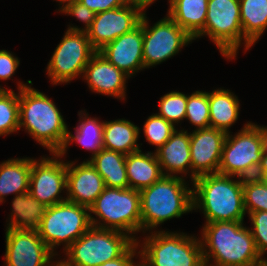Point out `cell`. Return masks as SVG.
Masks as SVG:
<instances>
[{"label":"cell","mask_w":267,"mask_h":266,"mask_svg":"<svg viewBox=\"0 0 267 266\" xmlns=\"http://www.w3.org/2000/svg\"><path fill=\"white\" fill-rule=\"evenodd\" d=\"M201 229L205 266H264L254 238L244 222L216 221Z\"/></svg>","instance_id":"6da1fadb"},{"label":"cell","mask_w":267,"mask_h":266,"mask_svg":"<svg viewBox=\"0 0 267 266\" xmlns=\"http://www.w3.org/2000/svg\"><path fill=\"white\" fill-rule=\"evenodd\" d=\"M31 85V80L27 83L18 81L19 131L24 128L49 154L59 153L69 128L52 98Z\"/></svg>","instance_id":"7a4b0ae2"},{"label":"cell","mask_w":267,"mask_h":266,"mask_svg":"<svg viewBox=\"0 0 267 266\" xmlns=\"http://www.w3.org/2000/svg\"><path fill=\"white\" fill-rule=\"evenodd\" d=\"M192 200L193 210L204 214L205 223L244 222L243 178L219 173L199 176L192 182Z\"/></svg>","instance_id":"3957f363"},{"label":"cell","mask_w":267,"mask_h":266,"mask_svg":"<svg viewBox=\"0 0 267 266\" xmlns=\"http://www.w3.org/2000/svg\"><path fill=\"white\" fill-rule=\"evenodd\" d=\"M180 176H163L140 191L142 233L193 211L192 184ZM157 227V228H156ZM154 229V230H153Z\"/></svg>","instance_id":"277c9868"},{"label":"cell","mask_w":267,"mask_h":266,"mask_svg":"<svg viewBox=\"0 0 267 266\" xmlns=\"http://www.w3.org/2000/svg\"><path fill=\"white\" fill-rule=\"evenodd\" d=\"M148 233L136 240L138 258L148 266H205L200 237L162 228Z\"/></svg>","instance_id":"5b68a950"},{"label":"cell","mask_w":267,"mask_h":266,"mask_svg":"<svg viewBox=\"0 0 267 266\" xmlns=\"http://www.w3.org/2000/svg\"><path fill=\"white\" fill-rule=\"evenodd\" d=\"M89 213L93 227L118 230L135 241L139 239L136 235L142 231L140 191L105 187Z\"/></svg>","instance_id":"8992f818"},{"label":"cell","mask_w":267,"mask_h":266,"mask_svg":"<svg viewBox=\"0 0 267 266\" xmlns=\"http://www.w3.org/2000/svg\"><path fill=\"white\" fill-rule=\"evenodd\" d=\"M208 37L226 60L236 59L244 46L246 53L253 45L243 36L239 0H208L204 29L194 38Z\"/></svg>","instance_id":"52a82bcc"},{"label":"cell","mask_w":267,"mask_h":266,"mask_svg":"<svg viewBox=\"0 0 267 266\" xmlns=\"http://www.w3.org/2000/svg\"><path fill=\"white\" fill-rule=\"evenodd\" d=\"M135 240L127 233L91 226L65 251L67 266H97L120 257Z\"/></svg>","instance_id":"ba28073f"},{"label":"cell","mask_w":267,"mask_h":266,"mask_svg":"<svg viewBox=\"0 0 267 266\" xmlns=\"http://www.w3.org/2000/svg\"><path fill=\"white\" fill-rule=\"evenodd\" d=\"M92 226L89 208L64 201L46 208L42 223L37 229L48 248L58 256L56 249L63 245V252Z\"/></svg>","instance_id":"9c48e42d"},{"label":"cell","mask_w":267,"mask_h":266,"mask_svg":"<svg viewBox=\"0 0 267 266\" xmlns=\"http://www.w3.org/2000/svg\"><path fill=\"white\" fill-rule=\"evenodd\" d=\"M227 133L218 173L240 178L256 177L263 154L259 127L247 122L232 135Z\"/></svg>","instance_id":"30bf717a"},{"label":"cell","mask_w":267,"mask_h":266,"mask_svg":"<svg viewBox=\"0 0 267 266\" xmlns=\"http://www.w3.org/2000/svg\"><path fill=\"white\" fill-rule=\"evenodd\" d=\"M95 52L86 32L66 30L46 67L51 84H67L81 78Z\"/></svg>","instance_id":"8fae6325"},{"label":"cell","mask_w":267,"mask_h":266,"mask_svg":"<svg viewBox=\"0 0 267 266\" xmlns=\"http://www.w3.org/2000/svg\"><path fill=\"white\" fill-rule=\"evenodd\" d=\"M147 13L142 15L144 68L155 67L177 55L194 39L167 14L150 26Z\"/></svg>","instance_id":"7c38bea8"},{"label":"cell","mask_w":267,"mask_h":266,"mask_svg":"<svg viewBox=\"0 0 267 266\" xmlns=\"http://www.w3.org/2000/svg\"><path fill=\"white\" fill-rule=\"evenodd\" d=\"M51 156L32 158L29 179L28 192L46 207L67 200L61 195L67 192V160H63L59 153H51Z\"/></svg>","instance_id":"4fadbf2b"},{"label":"cell","mask_w":267,"mask_h":266,"mask_svg":"<svg viewBox=\"0 0 267 266\" xmlns=\"http://www.w3.org/2000/svg\"><path fill=\"white\" fill-rule=\"evenodd\" d=\"M5 266H50L56 255L48 248L37 230L6 228Z\"/></svg>","instance_id":"5bb4252c"},{"label":"cell","mask_w":267,"mask_h":266,"mask_svg":"<svg viewBox=\"0 0 267 266\" xmlns=\"http://www.w3.org/2000/svg\"><path fill=\"white\" fill-rule=\"evenodd\" d=\"M143 14L140 7L131 4L96 13L86 31L91 46L99 51L107 43L132 31L140 24Z\"/></svg>","instance_id":"9a60e30c"},{"label":"cell","mask_w":267,"mask_h":266,"mask_svg":"<svg viewBox=\"0 0 267 266\" xmlns=\"http://www.w3.org/2000/svg\"><path fill=\"white\" fill-rule=\"evenodd\" d=\"M226 135L212 127L190 132L192 182L199 176L218 173Z\"/></svg>","instance_id":"2e32d148"},{"label":"cell","mask_w":267,"mask_h":266,"mask_svg":"<svg viewBox=\"0 0 267 266\" xmlns=\"http://www.w3.org/2000/svg\"><path fill=\"white\" fill-rule=\"evenodd\" d=\"M143 26L139 24L132 31L104 45L98 52L130 78L144 68Z\"/></svg>","instance_id":"e0dca14e"},{"label":"cell","mask_w":267,"mask_h":266,"mask_svg":"<svg viewBox=\"0 0 267 266\" xmlns=\"http://www.w3.org/2000/svg\"><path fill=\"white\" fill-rule=\"evenodd\" d=\"M130 77L96 51L84 68L83 81L96 94L126 99V83Z\"/></svg>","instance_id":"ac0fdd59"},{"label":"cell","mask_w":267,"mask_h":266,"mask_svg":"<svg viewBox=\"0 0 267 266\" xmlns=\"http://www.w3.org/2000/svg\"><path fill=\"white\" fill-rule=\"evenodd\" d=\"M67 161V201L90 206L105 189L104 179L89 160Z\"/></svg>","instance_id":"d6986e66"},{"label":"cell","mask_w":267,"mask_h":266,"mask_svg":"<svg viewBox=\"0 0 267 266\" xmlns=\"http://www.w3.org/2000/svg\"><path fill=\"white\" fill-rule=\"evenodd\" d=\"M155 155L164 176L180 175V177L185 178L189 173L188 176L190 175L192 183L190 132L184 128L178 130L177 127L169 140L155 151Z\"/></svg>","instance_id":"ffe728a7"},{"label":"cell","mask_w":267,"mask_h":266,"mask_svg":"<svg viewBox=\"0 0 267 266\" xmlns=\"http://www.w3.org/2000/svg\"><path fill=\"white\" fill-rule=\"evenodd\" d=\"M129 188L141 191L159 181L164 175L155 152L139 150L126 155Z\"/></svg>","instance_id":"44dd1931"},{"label":"cell","mask_w":267,"mask_h":266,"mask_svg":"<svg viewBox=\"0 0 267 266\" xmlns=\"http://www.w3.org/2000/svg\"><path fill=\"white\" fill-rule=\"evenodd\" d=\"M140 130L139 126L125 118L112 121L105 120L103 125V148L125 155L137 152L141 150L142 145V143L138 144Z\"/></svg>","instance_id":"7402d4cb"},{"label":"cell","mask_w":267,"mask_h":266,"mask_svg":"<svg viewBox=\"0 0 267 266\" xmlns=\"http://www.w3.org/2000/svg\"><path fill=\"white\" fill-rule=\"evenodd\" d=\"M32 158H11L0 162V204L8 195L16 196L29 191Z\"/></svg>","instance_id":"603a6c76"},{"label":"cell","mask_w":267,"mask_h":266,"mask_svg":"<svg viewBox=\"0 0 267 266\" xmlns=\"http://www.w3.org/2000/svg\"><path fill=\"white\" fill-rule=\"evenodd\" d=\"M78 116L80 119L77 126L74 127V134L68 130L65 144L59 152L63 158L67 153L70 144L73 142L79 144L81 147H83V149L90 151L92 153L90 158L103 148L104 121H100L96 117H90L85 109L84 111L80 110V112H78Z\"/></svg>","instance_id":"cb8c5ba5"},{"label":"cell","mask_w":267,"mask_h":266,"mask_svg":"<svg viewBox=\"0 0 267 266\" xmlns=\"http://www.w3.org/2000/svg\"><path fill=\"white\" fill-rule=\"evenodd\" d=\"M239 115L240 102L231 90L220 87L209 92L210 127L229 133Z\"/></svg>","instance_id":"d4e9b609"},{"label":"cell","mask_w":267,"mask_h":266,"mask_svg":"<svg viewBox=\"0 0 267 266\" xmlns=\"http://www.w3.org/2000/svg\"><path fill=\"white\" fill-rule=\"evenodd\" d=\"M12 212L6 221V228L18 230H37L42 223L46 206L29 192L13 196Z\"/></svg>","instance_id":"484cf974"},{"label":"cell","mask_w":267,"mask_h":266,"mask_svg":"<svg viewBox=\"0 0 267 266\" xmlns=\"http://www.w3.org/2000/svg\"><path fill=\"white\" fill-rule=\"evenodd\" d=\"M208 0H173L167 15L193 39L204 29Z\"/></svg>","instance_id":"4316f807"},{"label":"cell","mask_w":267,"mask_h":266,"mask_svg":"<svg viewBox=\"0 0 267 266\" xmlns=\"http://www.w3.org/2000/svg\"><path fill=\"white\" fill-rule=\"evenodd\" d=\"M86 160L90 161L104 179L105 187L129 188L125 154L102 148L97 154Z\"/></svg>","instance_id":"83f0119b"},{"label":"cell","mask_w":267,"mask_h":266,"mask_svg":"<svg viewBox=\"0 0 267 266\" xmlns=\"http://www.w3.org/2000/svg\"><path fill=\"white\" fill-rule=\"evenodd\" d=\"M243 36L254 46L267 30V0H239Z\"/></svg>","instance_id":"f1b7e54d"},{"label":"cell","mask_w":267,"mask_h":266,"mask_svg":"<svg viewBox=\"0 0 267 266\" xmlns=\"http://www.w3.org/2000/svg\"><path fill=\"white\" fill-rule=\"evenodd\" d=\"M19 131V90H0V136Z\"/></svg>","instance_id":"f546056e"},{"label":"cell","mask_w":267,"mask_h":266,"mask_svg":"<svg viewBox=\"0 0 267 266\" xmlns=\"http://www.w3.org/2000/svg\"><path fill=\"white\" fill-rule=\"evenodd\" d=\"M185 119L194 125V129L210 127L209 92L197 90L187 95Z\"/></svg>","instance_id":"4dcf8cb0"},{"label":"cell","mask_w":267,"mask_h":266,"mask_svg":"<svg viewBox=\"0 0 267 266\" xmlns=\"http://www.w3.org/2000/svg\"><path fill=\"white\" fill-rule=\"evenodd\" d=\"M243 199L246 214L267 211V182L257 177L243 178Z\"/></svg>","instance_id":"1f68e13d"},{"label":"cell","mask_w":267,"mask_h":266,"mask_svg":"<svg viewBox=\"0 0 267 266\" xmlns=\"http://www.w3.org/2000/svg\"><path fill=\"white\" fill-rule=\"evenodd\" d=\"M187 94L179 91H171L160 97L159 116L166 121L171 122L175 127L176 124L185 120Z\"/></svg>","instance_id":"d6a6232c"},{"label":"cell","mask_w":267,"mask_h":266,"mask_svg":"<svg viewBox=\"0 0 267 266\" xmlns=\"http://www.w3.org/2000/svg\"><path fill=\"white\" fill-rule=\"evenodd\" d=\"M176 129L177 127L171 122L166 121L157 113H153L144 122L142 130L146 141L156 147L155 152L169 140Z\"/></svg>","instance_id":"836d02e7"},{"label":"cell","mask_w":267,"mask_h":266,"mask_svg":"<svg viewBox=\"0 0 267 266\" xmlns=\"http://www.w3.org/2000/svg\"><path fill=\"white\" fill-rule=\"evenodd\" d=\"M248 217L252 226L249 229L254 238L257 252L267 264L265 257L267 254V211L250 212Z\"/></svg>","instance_id":"e575fe53"},{"label":"cell","mask_w":267,"mask_h":266,"mask_svg":"<svg viewBox=\"0 0 267 266\" xmlns=\"http://www.w3.org/2000/svg\"><path fill=\"white\" fill-rule=\"evenodd\" d=\"M59 13L66 14L69 16L75 17L80 22L84 23V28L74 26L73 24H69L67 30L69 31H83L86 32L91 24L94 21L95 14L93 11L88 9L86 6H84L81 2L78 0H73L67 5H65Z\"/></svg>","instance_id":"d590c367"},{"label":"cell","mask_w":267,"mask_h":266,"mask_svg":"<svg viewBox=\"0 0 267 266\" xmlns=\"http://www.w3.org/2000/svg\"><path fill=\"white\" fill-rule=\"evenodd\" d=\"M18 58L11 51L5 49L0 50V80L6 81L15 75L20 65V59ZM1 86L0 90H12Z\"/></svg>","instance_id":"8d00e7d4"},{"label":"cell","mask_w":267,"mask_h":266,"mask_svg":"<svg viewBox=\"0 0 267 266\" xmlns=\"http://www.w3.org/2000/svg\"><path fill=\"white\" fill-rule=\"evenodd\" d=\"M139 249L135 241L120 257L97 266H133L136 262L134 259L139 256Z\"/></svg>","instance_id":"74e56055"},{"label":"cell","mask_w":267,"mask_h":266,"mask_svg":"<svg viewBox=\"0 0 267 266\" xmlns=\"http://www.w3.org/2000/svg\"><path fill=\"white\" fill-rule=\"evenodd\" d=\"M94 13L119 8L126 4L124 0H78Z\"/></svg>","instance_id":"f35d334b"},{"label":"cell","mask_w":267,"mask_h":266,"mask_svg":"<svg viewBox=\"0 0 267 266\" xmlns=\"http://www.w3.org/2000/svg\"><path fill=\"white\" fill-rule=\"evenodd\" d=\"M256 177L267 182V154L262 156L261 164L258 167Z\"/></svg>","instance_id":"ab89813d"},{"label":"cell","mask_w":267,"mask_h":266,"mask_svg":"<svg viewBox=\"0 0 267 266\" xmlns=\"http://www.w3.org/2000/svg\"><path fill=\"white\" fill-rule=\"evenodd\" d=\"M126 4H131L140 7L144 12L151 4L155 3L156 0H124Z\"/></svg>","instance_id":"60d3db41"},{"label":"cell","mask_w":267,"mask_h":266,"mask_svg":"<svg viewBox=\"0 0 267 266\" xmlns=\"http://www.w3.org/2000/svg\"><path fill=\"white\" fill-rule=\"evenodd\" d=\"M256 125L259 127L262 136L263 154H267V126H260L257 123Z\"/></svg>","instance_id":"b9f144b4"},{"label":"cell","mask_w":267,"mask_h":266,"mask_svg":"<svg viewBox=\"0 0 267 266\" xmlns=\"http://www.w3.org/2000/svg\"><path fill=\"white\" fill-rule=\"evenodd\" d=\"M56 2H58L59 4V9L58 11H60L65 5H67L68 3H70L73 0H55Z\"/></svg>","instance_id":"7bdbcfd3"},{"label":"cell","mask_w":267,"mask_h":266,"mask_svg":"<svg viewBox=\"0 0 267 266\" xmlns=\"http://www.w3.org/2000/svg\"><path fill=\"white\" fill-rule=\"evenodd\" d=\"M50 266H67L61 259L57 260L56 258V261H54Z\"/></svg>","instance_id":"ee69618b"},{"label":"cell","mask_w":267,"mask_h":266,"mask_svg":"<svg viewBox=\"0 0 267 266\" xmlns=\"http://www.w3.org/2000/svg\"><path fill=\"white\" fill-rule=\"evenodd\" d=\"M138 260H139V262L136 261L133 266H148L140 258Z\"/></svg>","instance_id":"f6af8a7d"}]
</instances>
